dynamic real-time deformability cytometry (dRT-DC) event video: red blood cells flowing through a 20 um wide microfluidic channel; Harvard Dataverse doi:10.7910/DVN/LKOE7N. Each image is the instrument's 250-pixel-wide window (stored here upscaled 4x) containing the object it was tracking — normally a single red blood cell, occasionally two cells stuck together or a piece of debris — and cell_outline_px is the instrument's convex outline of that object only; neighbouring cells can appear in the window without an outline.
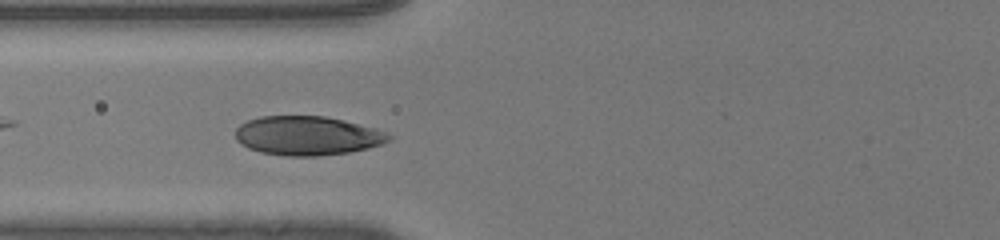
{"species": "human", "species_latin": "Homo sapiens", "temperature_condition": "room temperature", "stored_images_in_passage": 38, "camera_frame_rate_fps": 3000, "um_per_image_px": 0.085, "donor": {"sex": "male"}, "frame": {"image": 1, "passage_image": 13, "time_ms": 4.0, "image_size_px": [1000, 240], "cell_outline_px": [[392, 140], [384, 144], [368, 148], [348, 152], [320, 156], [284, 156], [260, 152], [248, 148], [240, 144], [236, 140], [236, 128], [240, 124], [248, 120], [260, 116], [324, 116], [344, 120], [376, 128], [388, 132], [392, 136]], "centroid_in_image_um": [26.15, 11.54], "position_along_channel_um": 99.7, "area_um2": 35.32}}
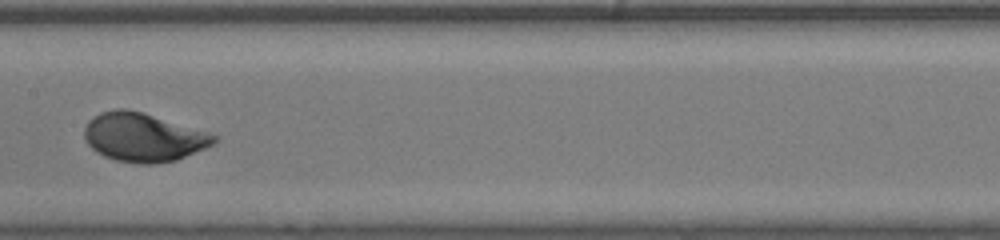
{"frame": {"image": 2, "passage_image": 20, "time_ms": 6.333, "image_size_px": [1000, 240], "cell_outline_px": [[220, 140], [216, 144], [176, 160], [156, 164], [136, 164], [116, 160], [104, 156], [96, 152], [88, 144], [84, 136], [84, 128], [88, 120], [100, 112], [116, 108], [124, 108], [144, 112], [208, 132], [220, 136]], "centroid_in_image_um": [12.21, 11.67], "position_along_channel_um": 195.2, "area_um2": 37.22}}
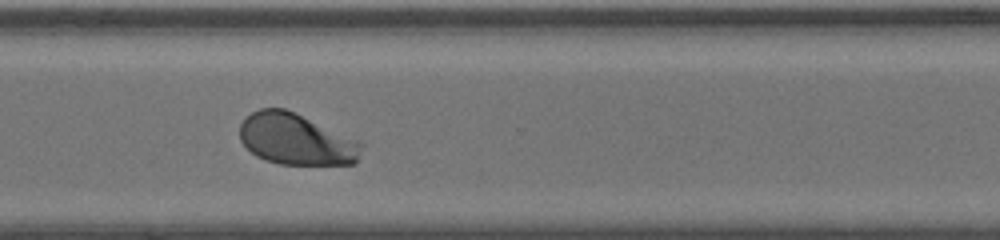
{"frame": {"image": 3, "passage_image": 31, "time_ms": 10.0, "image_size_px": [1000, 240], "cell_outline_px": [[364, 144], [356, 164], [280, 164], [264, 160], [256, 156], [240, 140], [240, 124], [252, 112], [260, 108], [284, 108], [296, 112], [364, 140]], "centroid_in_image_um": [25.26, 11.83], "position_along_channel_um": 345.3, "area_um2": 37.17}, "authors_computed_cell_mechanics": {"area_um2": 35.7493, "velocity_mm_per_s": 4.0988, "shape_relaxation_time_tau1_ms": 1.8838, "shape_relaxation_time_tau2_ms": null, "deformation_change_tau1": 0.1396, "deformation_change_tau2": null}}